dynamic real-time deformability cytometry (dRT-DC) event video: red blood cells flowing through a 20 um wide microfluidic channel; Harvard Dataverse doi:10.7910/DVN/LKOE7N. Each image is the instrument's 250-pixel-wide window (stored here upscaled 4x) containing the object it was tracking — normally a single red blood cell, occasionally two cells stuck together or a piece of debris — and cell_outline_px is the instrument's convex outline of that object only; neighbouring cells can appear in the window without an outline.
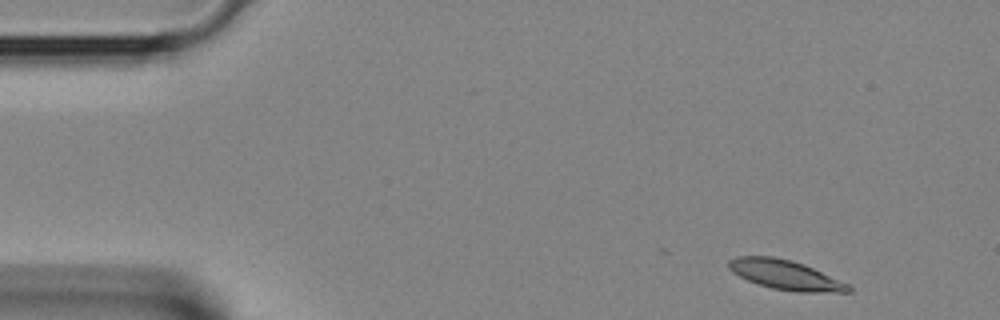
{"species": "Egyptian fruit bat (a non-hibernating species)", "species_latin": "Rousettus aegyptiacus", "temperature_condition": "room temperature", "stored_images_in_passage": 7, "camera_frame_rate_fps": 3000, "um_per_image_px": 0.085, "animal": {"sex": "female"}, "frame": {"image": 1, "passage_image": 1, "time_ms": 0.0, "image_size_px": [1000, 320], "cell_outline_px": [[852, 292], [796, 292], [772, 288], [748, 280], [732, 272], [728, 268], [728, 260], [736, 256], [772, 256], [792, 260], [804, 264], [848, 284], [852, 288]], "centroid_in_image_um": [66.74, 23.36], "position_along_channel_um": 18.3, "area_um2": 20.52}}